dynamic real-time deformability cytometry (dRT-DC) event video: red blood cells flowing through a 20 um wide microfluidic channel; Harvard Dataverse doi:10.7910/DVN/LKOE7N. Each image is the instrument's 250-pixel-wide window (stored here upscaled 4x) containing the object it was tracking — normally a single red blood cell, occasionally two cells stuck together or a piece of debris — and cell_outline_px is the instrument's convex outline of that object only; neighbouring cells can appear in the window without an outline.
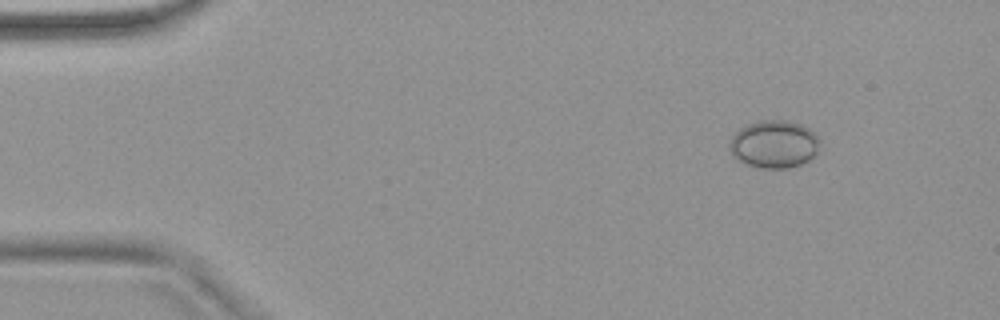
{"species": "common noctule bat (a hibernating species)", "species_latin": "Nyctalus noctula", "temperature_condition": "warm", "stored_images_in_passage": 53, "camera_frame_rate_fps": 3000, "um_per_image_px": 0.085, "animal": {"sex": "female", "body_mass_g": 18.4}, "frame": {"image": 1, "passage_image": 7, "time_ms": 2.0, "image_size_px": [1000, 320], "cell_outline_px": [[820, 144], [816, 156], [800, 164], [788, 168], [760, 168], [744, 164], [732, 156], [728, 148], [728, 144], [732, 136], [740, 128], [748, 124], [760, 120], [788, 120], [800, 124], [808, 128], [820, 140]], "centroid_in_image_um": [65.77, 12.26], "position_along_channel_um": 19.2, "area_um2": 25.37}}
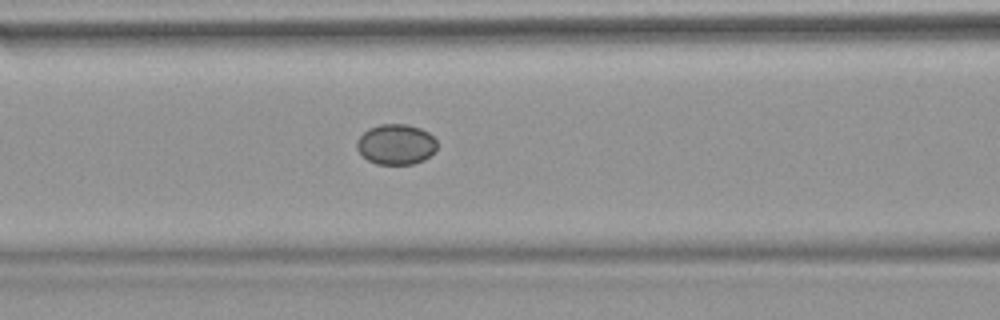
{"frame": {"image": 2, "passage_image": 23, "time_ms": 7.333, "image_size_px": [1000, 320], "cell_outline_px": [[436, 148], [424, 160], [412, 164], [376, 164], [368, 160], [356, 148], [356, 140], [368, 128], [380, 124], [408, 124], [420, 128], [428, 132], [436, 140]], "centroid_in_image_um": [33.64, 12.26], "position_along_channel_um": 133.0, "area_um2": 18.84}}
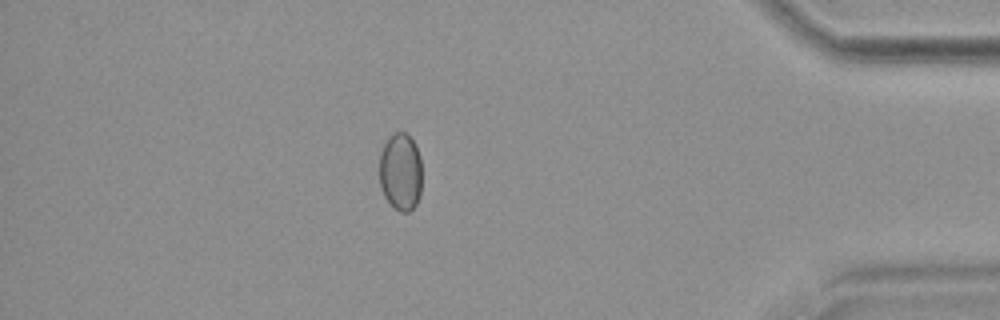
{"frame": {"image": 3, "passage_image": 47, "time_ms": 15.333, "image_size_px": [1000, 320], "cell_outline_px": [[420, 196], [416, 204], [408, 212], [400, 212], [384, 196], [380, 188], [380, 152], [384, 144], [396, 132], [404, 132], [412, 140], [420, 156]], "centroid_in_image_um": [34.04, 14.63], "position_along_channel_um": 401.2, "area_um2": 18.9}}